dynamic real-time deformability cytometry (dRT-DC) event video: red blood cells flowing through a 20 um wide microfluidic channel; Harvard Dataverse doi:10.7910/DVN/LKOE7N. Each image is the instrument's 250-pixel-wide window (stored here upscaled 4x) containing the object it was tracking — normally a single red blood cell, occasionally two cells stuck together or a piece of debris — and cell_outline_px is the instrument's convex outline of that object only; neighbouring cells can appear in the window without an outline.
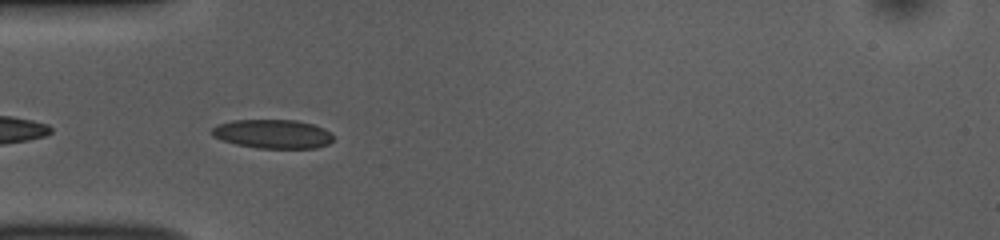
{"species": "common noctule bat (a hibernating species)", "species_latin": "Nyctalus noctula", "temperature_condition": "room temperature", "stored_images_in_passage": 11, "camera_frame_rate_fps": 3000, "um_per_image_px": 0.085, "animal": {"sex": "female", "body_mass_g": 10.0, "forearm_length_mm": 53.1}, "frame": {"image": 1, "passage_image": 2, "time_ms": 0.333, "image_size_px": [1000, 240], "cell_outline_px": [[332, 140], [328, 144], [316, 148], [260, 148], [236, 144], [212, 136], [212, 128], [216, 124], [232, 120], [296, 120], [312, 124], [324, 128], [332, 136]], "centroid_in_image_um": [23.16, 11.38], "position_along_channel_um": 61.8, "area_um2": 20.35}}
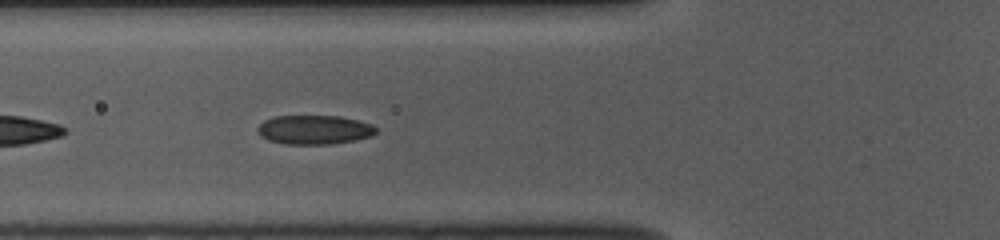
{"frame": {"image": 2, "passage_image": 5, "time_ms": 1.333, "image_size_px": [1000, 240], "cell_outline_px": [[376, 132], [372, 136], [356, 140], [332, 144], [284, 144], [268, 140], [260, 136], [256, 128], [264, 120], [272, 116], [340, 116], [372, 124], [376, 128]], "centroid_in_image_um": [26.69, 11.03], "position_along_channel_um": 99.1, "area_um2": 20.23}}
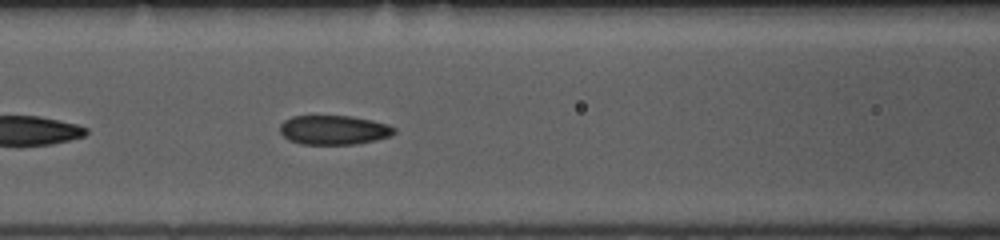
{"frame": {"image": 3, "passage_image": 8, "time_ms": 2.333, "image_size_px": [1000, 240], "cell_outline_px": [[396, 132], [388, 136], [376, 140], [356, 144], [300, 144], [288, 140], [280, 132], [280, 124], [284, 120], [292, 116], [352, 116], [372, 120], [388, 124], [396, 128]], "centroid_in_image_um": [28.37, 11.04], "position_along_channel_um": 138.2, "area_um2": 19.59}}